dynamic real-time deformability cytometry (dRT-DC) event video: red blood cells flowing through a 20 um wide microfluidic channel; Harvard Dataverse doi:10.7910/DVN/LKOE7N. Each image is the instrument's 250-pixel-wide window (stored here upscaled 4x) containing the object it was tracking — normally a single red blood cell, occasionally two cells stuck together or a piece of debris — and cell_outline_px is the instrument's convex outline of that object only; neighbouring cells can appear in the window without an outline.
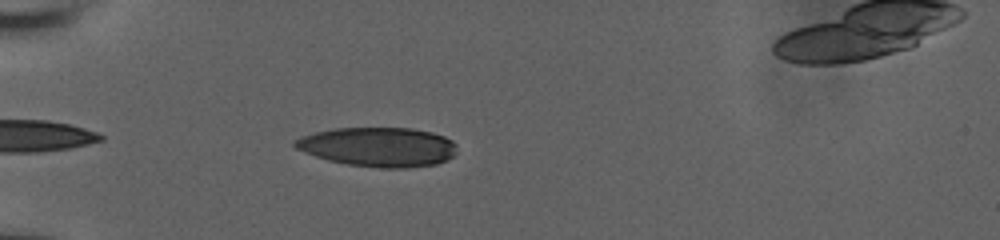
{"species": "human", "species_latin": "Homo sapiens", "temperature_condition": "room temperature", "stored_images_in_passage": 38, "camera_frame_rate_fps": 3000, "um_per_image_px": 0.085, "donor": {"sex": "male"}, "frame": {"image": 1, "passage_image": 4, "time_ms": 1.0, "image_size_px": [1000, 240], "cell_outline_px": [[456, 152], [452, 156], [436, 164], [408, 168], [380, 168], [348, 164], [328, 160], [316, 156], [296, 148], [292, 144], [292, 140], [316, 132], [336, 128], [412, 128], [432, 132], [444, 136], [452, 140], [456, 144]], "centroid_in_image_um": [32.17, 12.49], "position_along_channel_um": 52.8, "area_um2": 37.05}}
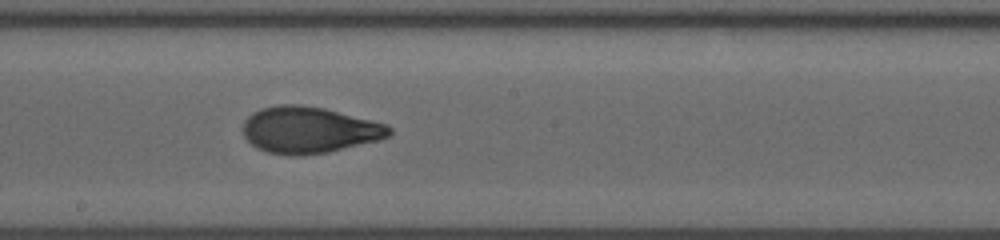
{"frame": {"image": 2, "passage_image": 19, "time_ms": 6.0, "image_size_px": [1000, 240], "cell_outline_px": [[392, 132], [388, 136], [376, 140], [328, 152], [304, 156], [292, 156], [268, 152], [256, 148], [244, 136], [244, 120], [252, 112], [260, 108], [276, 104], [300, 104], [324, 108], [388, 124], [392, 128]], "centroid_in_image_um": [26.25, 11.04], "position_along_channel_um": 222.0, "area_um2": 39.71}}
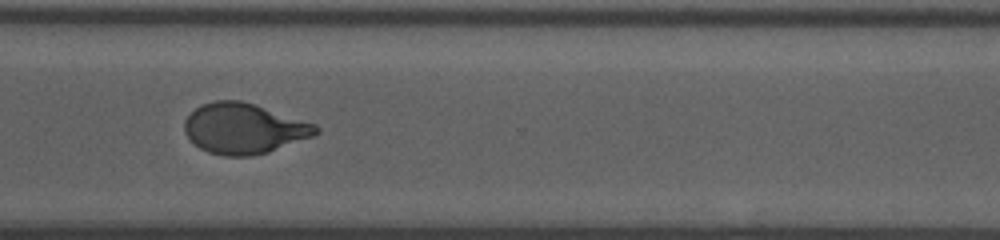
{"frame": {"image": 3, "passage_image": 29, "time_ms": 9.333, "image_size_px": [1000, 240], "cell_outline_px": [[320, 132], [312, 136], [268, 152], [252, 156], [224, 156], [208, 152], [200, 148], [184, 132], [184, 120], [200, 104], [216, 100], [240, 100], [316, 124], [320, 128]], "centroid_in_image_um": [20.72, 10.92], "position_along_channel_um": 349.9, "area_um2": 38.32}, "authors_computed_cell_mechanics": {"area_um2": 38.4659, "velocity_mm_per_s": 3.8542, "shape_relaxation_time_tau1_ms": 4.3578, "shape_relaxation_time_tau2_ms": 0.8931, "deformation_change_tau1": 0.2058, "deformation_change_tau2": 0.0682}}